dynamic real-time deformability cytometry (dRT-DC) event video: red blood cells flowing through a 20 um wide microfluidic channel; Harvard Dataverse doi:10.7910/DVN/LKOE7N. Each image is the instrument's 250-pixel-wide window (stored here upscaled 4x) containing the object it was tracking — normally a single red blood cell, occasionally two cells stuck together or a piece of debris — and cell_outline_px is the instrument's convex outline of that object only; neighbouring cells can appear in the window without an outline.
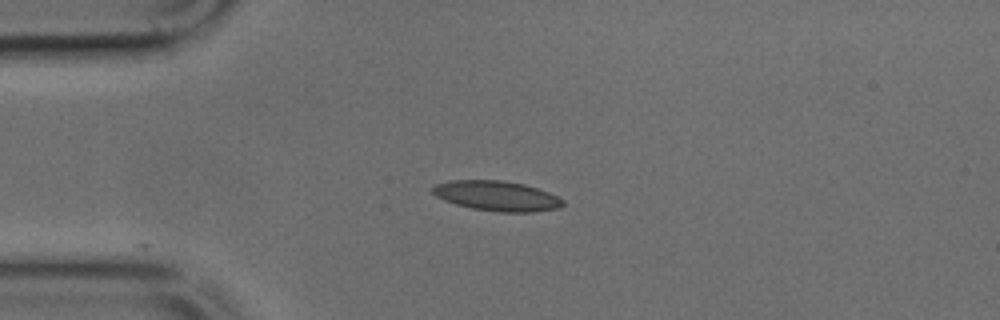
{"species": "common noctule bat (a hibernating species)", "species_latin": "Nyctalus noctula", "temperature_condition": "cold", "stored_images_in_passage": 7, "camera_frame_rate_fps": 3000, "um_per_image_px": 0.085, "animal": {"sex": "male", "body_mass_g": 17.9, "forearm_length_mm": 54.2}, "frame": {"image": 1, "passage_image": 1, "time_ms": 0.0, "image_size_px": [1000, 320], "cell_outline_px": [[564, 204], [560, 208], [532, 212], [500, 212], [472, 208], [456, 204], [444, 200], [436, 196], [432, 192], [432, 188], [436, 184], [448, 180], [500, 180], [524, 184], [548, 192], [564, 200]], "centroid_in_image_um": [42.22, 16.65], "position_along_channel_um": 42.8, "area_um2": 22.72}}